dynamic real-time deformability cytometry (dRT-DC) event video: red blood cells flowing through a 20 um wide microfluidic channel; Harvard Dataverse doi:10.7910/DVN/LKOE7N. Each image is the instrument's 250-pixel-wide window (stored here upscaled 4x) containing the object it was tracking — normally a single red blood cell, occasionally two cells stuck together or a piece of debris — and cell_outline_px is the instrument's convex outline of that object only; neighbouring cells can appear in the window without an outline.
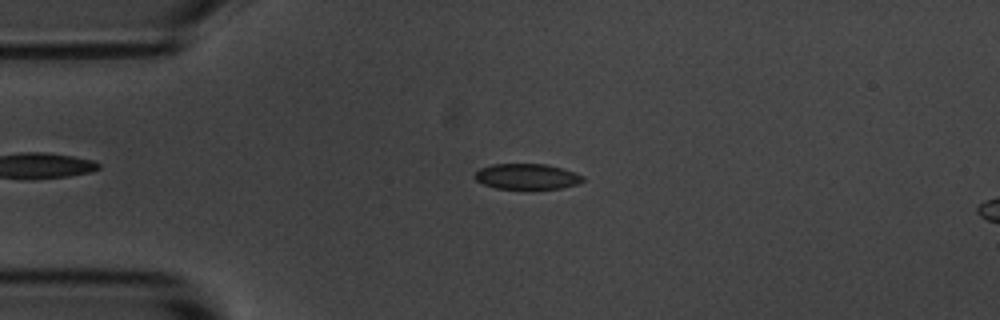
{"species": "common noctule bat (a hibernating species)", "species_latin": "Nyctalus noctula", "temperature_condition": "room temperature", "stored_images_in_passage": 54, "camera_frame_rate_fps": 3000, "um_per_image_px": 0.085, "animal": {"sex": "male", "body_mass_g": 20.1, "forearm_length_mm": 53.5}, "frame": {"image": 1, "passage_image": 12, "time_ms": 3.667, "image_size_px": [1000, 320], "cell_outline_px": [[584, 180], [576, 184], [560, 188], [532, 192], [496, 188], [484, 184], [476, 180], [472, 176], [480, 168], [492, 164], [548, 164], [584, 176]], "centroid_in_image_um": [44.76, 15.05], "position_along_channel_um": 40.2, "area_um2": 16.76}}
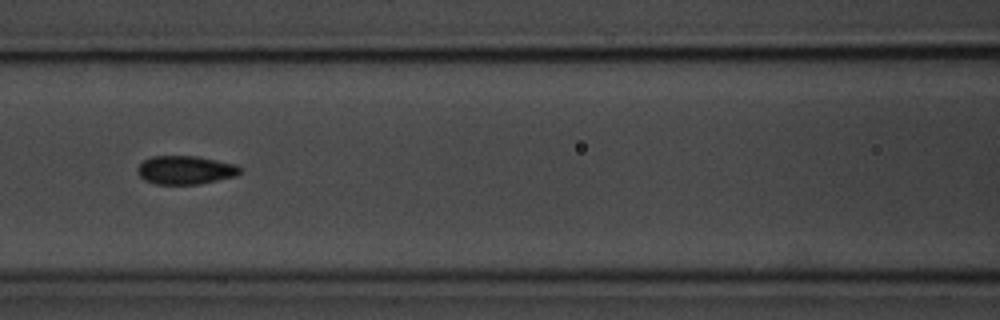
{"frame": {"image": 2, "passage_image": 23, "time_ms": 7.333, "image_size_px": [1000, 320], "cell_outline_px": [[244, 168], [236, 176], [200, 184], [156, 184], [144, 180], [140, 176], [136, 168], [144, 160], [152, 156], [196, 156], [236, 164]], "centroid_in_image_um": [15.78, 14.45], "position_along_channel_um": 150.8, "area_um2": 17.11}}
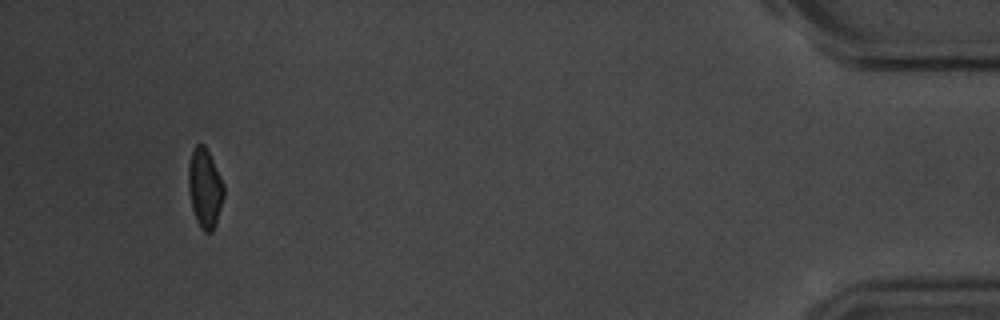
{"frame": {"image": 3, "passage_image": 51, "time_ms": 16.667, "image_size_px": [1000, 320], "cell_outline_px": [[224, 196], [216, 224], [212, 232], [204, 232], [200, 228], [196, 220], [192, 208], [188, 188], [188, 164], [192, 152], [196, 144], [204, 144], [224, 184]], "centroid_in_image_um": [17.41, 16.02], "position_along_channel_um": 417.8, "area_um2": 16.3}, "authors_computed_cell_mechanics": {"area_um2": 16.7331, "velocity_mm_per_s": 3.6453, "shape_relaxation_time_tau1_ms": 2.6549, "shape_relaxation_time_tau2_ms": 1.4107, "deformation_change_tau1": 0.1102, "deformation_change_tau2": 0.0601}}